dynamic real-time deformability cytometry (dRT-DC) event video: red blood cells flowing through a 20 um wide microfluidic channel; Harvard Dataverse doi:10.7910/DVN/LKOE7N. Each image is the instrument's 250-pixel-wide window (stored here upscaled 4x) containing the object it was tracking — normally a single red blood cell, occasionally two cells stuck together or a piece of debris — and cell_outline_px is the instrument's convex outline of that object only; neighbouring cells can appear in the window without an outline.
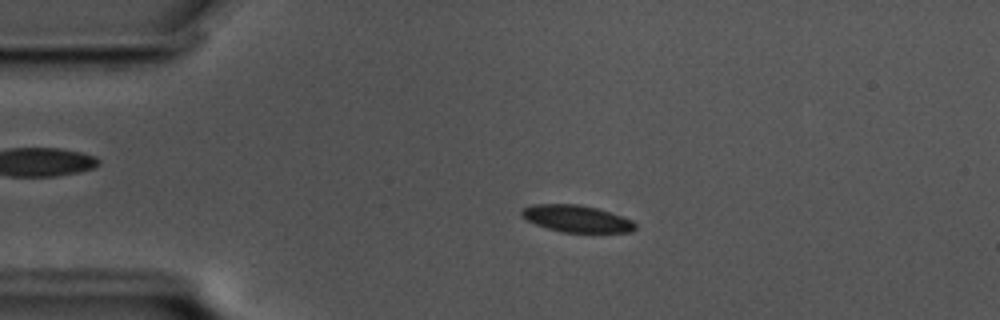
{"species": "common noctule bat (a hibernating species)", "species_latin": "Nyctalus noctula", "temperature_condition": "cold", "stored_images_in_passage": 17, "camera_frame_rate_fps": 3000, "um_per_image_px": 0.085, "animal": {"sex": "male", "body_mass_g": 17.5, "forearm_length_mm": 52.3}, "frame": {"image": 1, "passage_image": 12, "time_ms": 3.667, "image_size_px": [1000, 320], "cell_outline_px": [[636, 228], [632, 232], [564, 232], [548, 228], [536, 224], [520, 216], [520, 212], [524, 208], [532, 204], [576, 204], [596, 208], [624, 216], [632, 220], [636, 224]], "centroid_in_image_um": [49.03, 18.58], "position_along_channel_um": 36.0, "area_um2": 17.74}}